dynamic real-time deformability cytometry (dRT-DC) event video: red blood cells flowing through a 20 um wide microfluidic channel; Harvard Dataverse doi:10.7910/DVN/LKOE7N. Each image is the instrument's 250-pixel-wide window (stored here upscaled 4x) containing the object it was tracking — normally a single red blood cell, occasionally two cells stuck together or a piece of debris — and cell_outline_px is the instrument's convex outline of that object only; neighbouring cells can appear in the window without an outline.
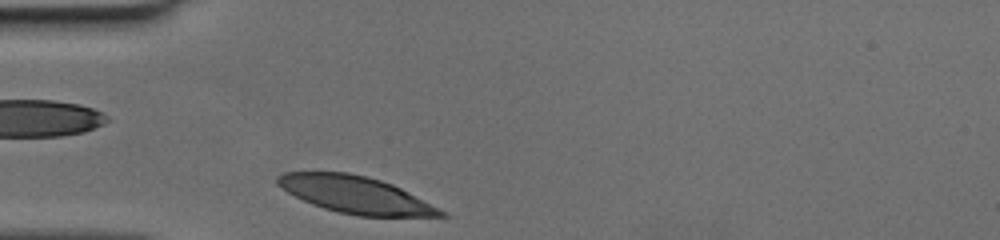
{"species": "human", "species_latin": "Homo sapiens", "temperature_condition": "cold", "stored_images_in_passage": 32, "camera_frame_rate_fps": 3000, "um_per_image_px": 0.085, "donor": {"sex": "female"}, "frame": {"image": 1, "passage_image": 1, "time_ms": 0.0, "image_size_px": [1000, 240], "cell_outline_px": [[448, 216], [360, 216], [340, 212], [324, 208], [312, 204], [288, 192], [276, 184], [276, 176], [284, 172], [348, 172], [368, 176], [392, 184], [448, 212]], "centroid_in_image_um": [30.23, 16.54], "position_along_channel_um": 54.8, "area_um2": 34.97}}
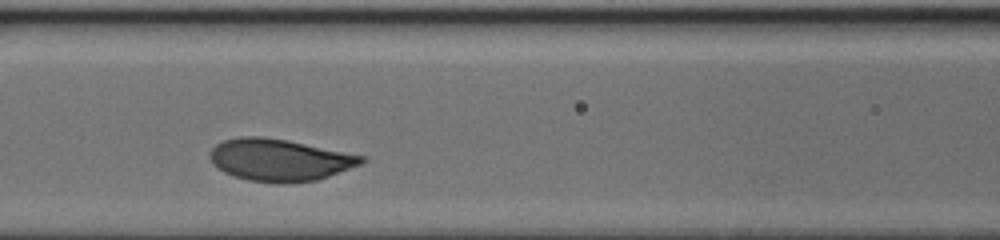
{"frame": {"image": 2, "passage_image": 8, "time_ms": 2.333, "image_size_px": [1000, 240], "cell_outline_px": [[368, 160], [360, 164], [328, 176], [316, 180], [284, 184], [280, 184], [248, 180], [224, 172], [212, 164], [208, 156], [208, 152], [216, 144], [224, 140], [240, 136], [260, 136], [288, 140], [368, 156]], "centroid_in_image_um": [23.76, 13.58], "position_along_channel_um": 142.8, "area_um2": 37.45}}
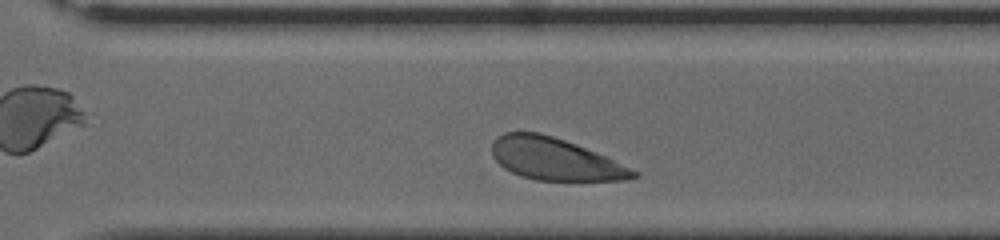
{"frame": {"image": 3, "passage_image": 21, "time_ms": 6.667, "image_size_px": [1000, 240], "cell_outline_px": [[640, 176], [624, 180], [536, 180], [520, 176], [504, 168], [492, 156], [492, 144], [496, 136], [504, 132], [540, 132], [576, 144], [604, 156], [640, 172]], "centroid_in_image_um": [47.14, 13.52], "position_along_channel_um": 323.5, "area_um2": 34.51}}